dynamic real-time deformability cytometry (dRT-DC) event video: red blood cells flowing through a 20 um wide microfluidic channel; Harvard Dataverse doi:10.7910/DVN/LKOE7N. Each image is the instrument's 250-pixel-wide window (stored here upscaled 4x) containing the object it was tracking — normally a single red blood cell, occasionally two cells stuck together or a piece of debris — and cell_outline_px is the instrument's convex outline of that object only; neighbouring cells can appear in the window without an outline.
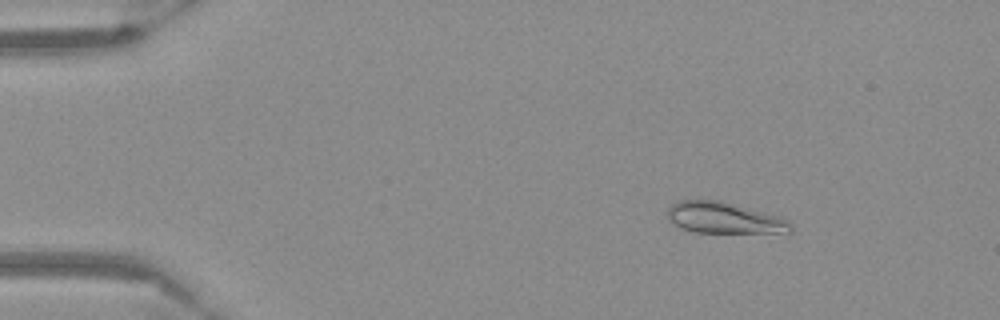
{"species": "Egyptian fruit bat (a non-hibernating species)", "species_latin": "Rousettus aegyptiacus", "temperature_condition": "warm", "stored_images_in_passage": 54, "camera_frame_rate_fps": 3000, "um_per_image_px": 0.085, "frame": {"image": 1, "passage_image": 8, "time_ms": 2.333, "image_size_px": [1000, 320], "cell_outline_px": [[792, 232], [696, 232], [680, 228], [672, 224], [668, 220], [668, 208], [672, 204], [680, 200], [720, 200], [780, 216], [788, 220], [792, 224]], "centroid_in_image_um": [61.54, 18.51], "position_along_channel_um": 23.5, "area_um2": 22.37}}
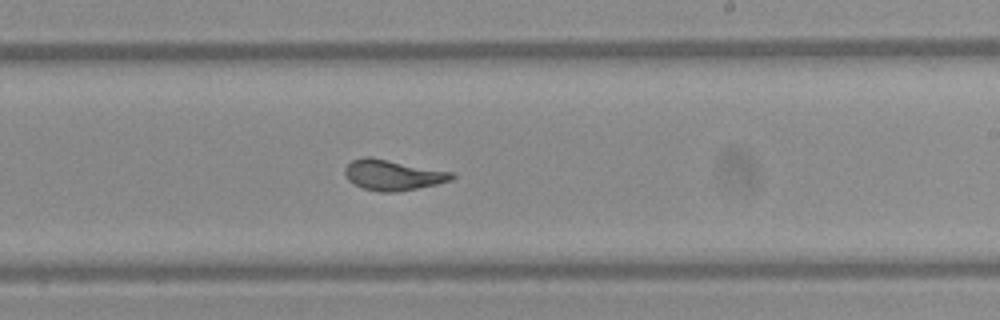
{"frame": {"image": 2, "passage_image": 33, "time_ms": 10.667, "image_size_px": [1000, 320], "cell_outline_px": [[456, 176], [452, 180], [436, 184], [396, 192], [380, 192], [364, 188], [348, 180], [344, 172], [344, 168], [352, 160], [364, 156], [372, 156], [452, 172]], "centroid_in_image_um": [33.38, 14.85], "position_along_channel_um": 255.6, "area_um2": 19.02}}
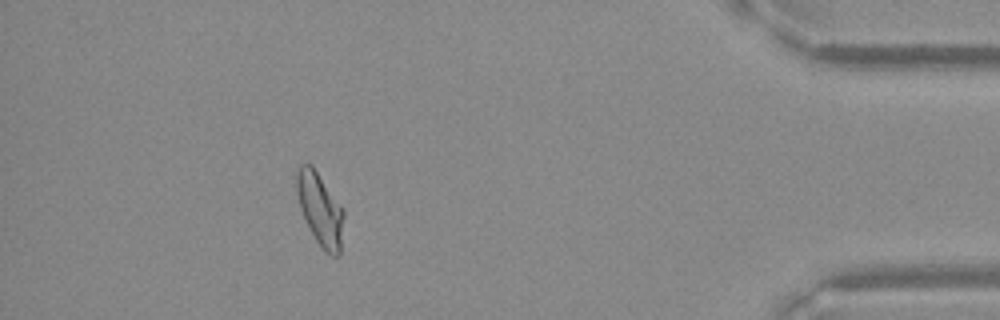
{"frame": {"image": 3, "passage_image": 49, "time_ms": 16.0, "image_size_px": [1000, 320], "cell_outline_px": [[344, 216], [340, 256], [332, 256], [324, 252], [316, 240], [300, 208], [296, 188], [296, 172], [300, 164], [308, 160], [312, 164], [344, 208]], "centroid_in_image_um": [27.22, 17.74], "position_along_channel_um": 408.0, "area_um2": 20.23}}